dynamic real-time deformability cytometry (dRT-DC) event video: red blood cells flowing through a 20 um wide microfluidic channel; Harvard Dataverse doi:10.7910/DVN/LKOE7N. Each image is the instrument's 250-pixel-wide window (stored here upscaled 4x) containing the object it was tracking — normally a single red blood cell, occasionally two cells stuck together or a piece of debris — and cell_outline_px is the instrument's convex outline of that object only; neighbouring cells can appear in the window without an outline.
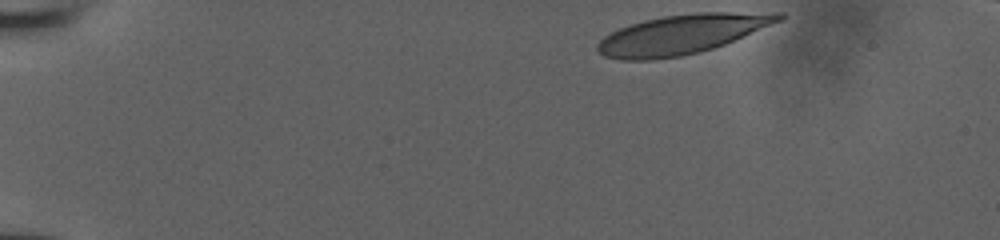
{"species": "human", "species_latin": "Homo sapiens", "temperature_condition": "room temperature", "stored_images_in_passage": 37, "camera_frame_rate_fps": 3000, "um_per_image_px": 0.085, "donor": {"sex": "male"}, "frame": {"image": 1, "passage_image": 1, "time_ms": 0.0, "image_size_px": [1000, 240], "cell_outline_px": [[784, 20], [724, 44], [700, 52], [680, 56], [652, 60], [620, 60], [604, 56], [596, 48], [596, 44], [604, 36], [620, 28], [644, 20], [664, 16], [696, 12], [784, 12]], "centroid_in_image_um": [58.0, 2.91], "position_along_channel_um": 27.0, "area_um2": 41.67}}
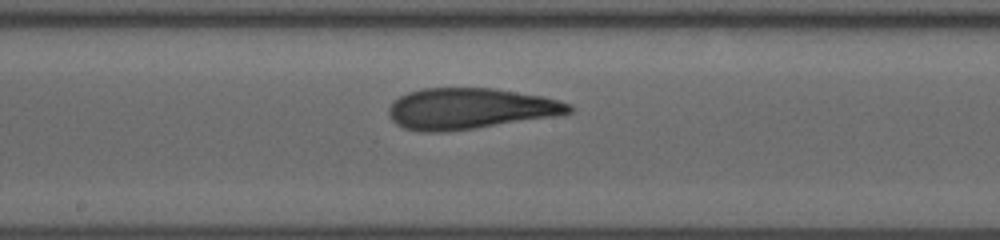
{"frame": {"image": 2, "passage_image": 22, "time_ms": 7.0, "image_size_px": [1000, 240], "cell_outline_px": [[576, 108], [572, 112], [552, 116], [472, 128], [444, 132], [420, 132], [404, 128], [396, 124], [388, 116], [388, 108], [392, 100], [408, 92], [424, 88], [496, 88], [544, 96], [572, 104]], "centroid_in_image_um": [39.91, 9.22], "position_along_channel_um": 208.3, "area_um2": 43.12}}
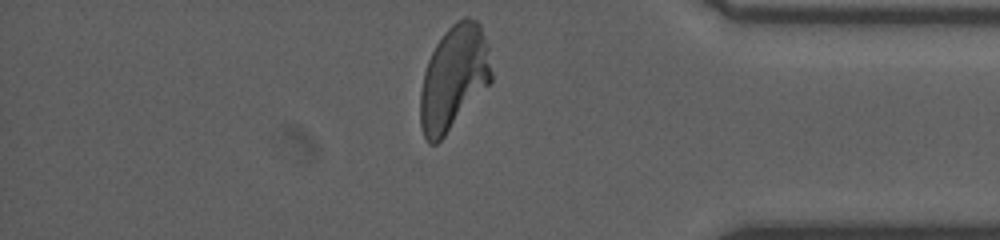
{"frame": {"image": 3, "passage_image": 37, "time_ms": 12.0, "image_size_px": [1000, 240], "cell_outline_px": [[492, 80], [444, 136], [436, 144], [428, 144], [424, 136], [420, 124], [420, 92], [424, 72], [428, 60], [436, 44], [444, 32], [456, 20], [464, 16], [468, 16], [476, 20], [480, 24], [488, 48], [492, 72]], "centroid_in_image_um": [38.56, 6.59], "position_along_channel_um": 396.6, "area_um2": 42.95}}